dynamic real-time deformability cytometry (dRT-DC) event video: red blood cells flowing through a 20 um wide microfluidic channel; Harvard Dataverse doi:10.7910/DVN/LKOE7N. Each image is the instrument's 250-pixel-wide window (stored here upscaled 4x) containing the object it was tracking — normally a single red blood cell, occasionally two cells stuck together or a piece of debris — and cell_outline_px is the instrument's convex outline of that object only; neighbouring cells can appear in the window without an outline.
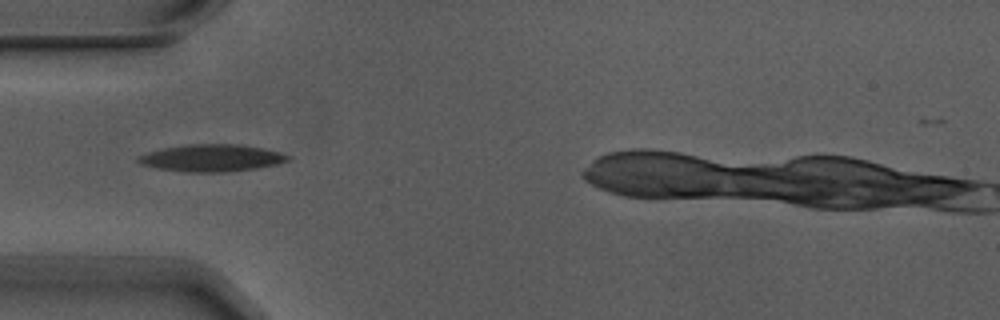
{"species": "Egyptian fruit bat (a non-hibernating species)", "species_latin": "Rousettus aegyptiacus", "temperature_condition": "warm", "stored_images_in_passage": 5, "camera_frame_rate_fps": 3000, "um_per_image_px": 0.085, "animal": {"sex": "male"}, "frame": {"image": 1, "passage_image": 3, "time_ms": 0.667, "image_size_px": [1000, 320], "cell_outline_px": [[292, 160], [276, 164], [256, 168], [224, 172], [184, 172], [156, 168], [140, 164], [136, 160], [140, 156], [148, 152], [164, 148], [188, 144], [236, 144], [264, 148], [280, 152], [292, 156]], "centroid_in_image_um": [18.02, 13.43], "position_along_channel_um": 67.0, "area_um2": 23.7}}
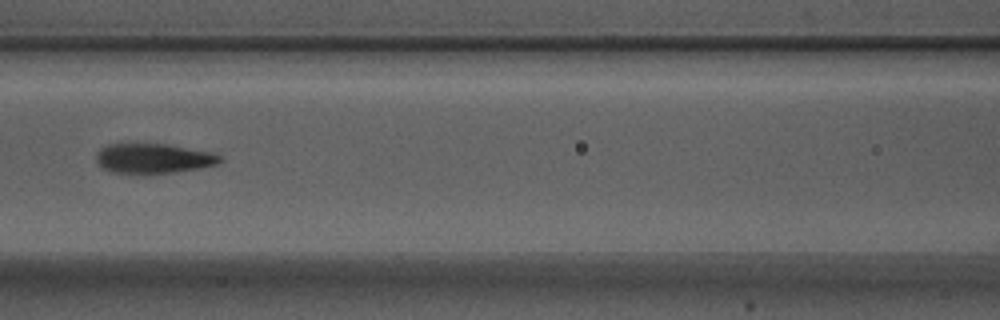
{"frame": {"image": 2, "passage_image": 5, "time_ms": 1.333, "image_size_px": [1000, 320], "cell_outline_px": [[224, 160], [220, 164], [200, 168], [144, 176], [112, 172], [104, 168], [96, 160], [96, 152], [100, 148], [108, 144], [164, 144], [212, 152], [220, 156]], "centroid_in_image_um": [13.04, 13.5], "position_along_channel_um": 153.6, "area_um2": 21.96}}